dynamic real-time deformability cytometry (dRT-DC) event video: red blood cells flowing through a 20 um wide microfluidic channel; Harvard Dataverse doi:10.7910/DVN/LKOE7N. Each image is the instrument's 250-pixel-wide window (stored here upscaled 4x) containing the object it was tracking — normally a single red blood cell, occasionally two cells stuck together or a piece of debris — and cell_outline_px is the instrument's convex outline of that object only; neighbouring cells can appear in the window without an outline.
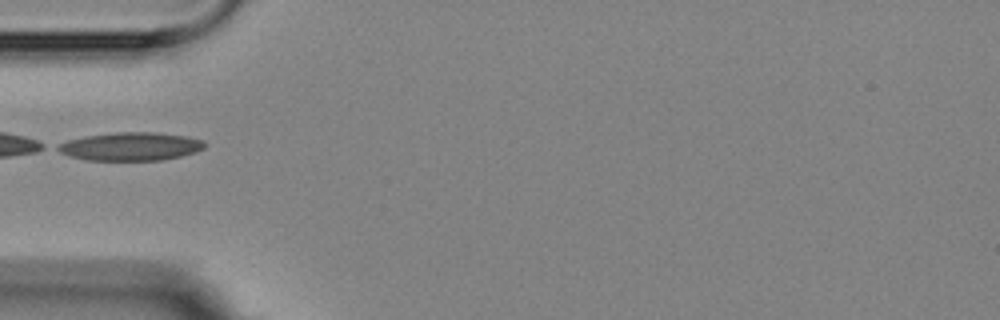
{"species": "Egyptian fruit bat (a non-hibernating species)", "species_latin": "Rousettus aegyptiacus", "temperature_condition": "room temperature", "stored_images_in_passage": 6, "camera_frame_rate_fps": 3000, "um_per_image_px": 0.085, "animal": {"sex": "female"}, "frame": {"image": 1, "passage_image": 4, "time_ms": 4.667, "image_size_px": [1000, 320], "cell_outline_px": [[204, 148], [196, 152], [180, 156], [160, 160], [88, 160], [72, 156], [60, 152], [52, 148], [68, 140], [84, 136], [116, 132], [156, 132], [188, 136], [204, 140]], "centroid_in_image_um": [11.11, 12.44], "position_along_channel_um": 73.9, "area_um2": 24.16}}
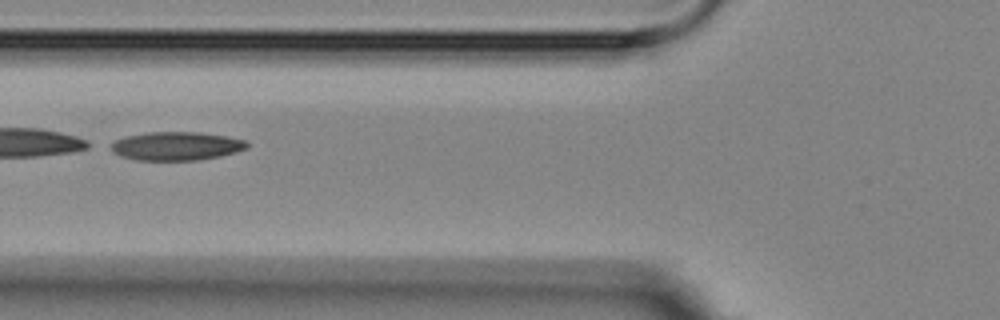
{"frame": {"image": 2, "passage_image": 5, "time_ms": 5.667, "image_size_px": [1000, 320], "cell_outline_px": [[248, 148], [236, 152], [220, 156], [200, 160], [136, 160], [120, 156], [112, 152], [112, 140], [124, 136], [148, 132], [200, 132], [224, 136], [244, 140], [248, 144]], "centroid_in_image_um": [14.95, 12.41], "position_along_channel_um": 110.8, "area_um2": 22.72}}
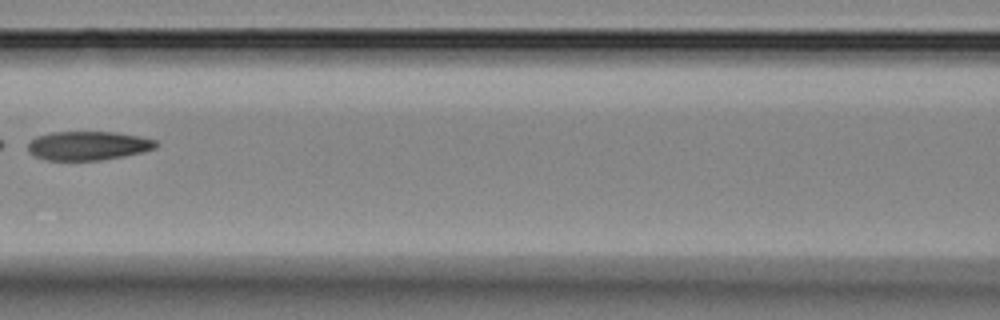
{"frame": {"image": 3, "passage_image": 6, "time_ms": 7.0, "image_size_px": [1000, 320], "cell_outline_px": [[160, 144], [156, 148], [124, 156], [100, 160], [44, 160], [28, 152], [28, 144], [36, 136], [52, 132], [116, 132], [140, 136], [156, 140]], "centroid_in_image_um": [7.5, 12.38], "position_along_channel_um": 159.1, "area_um2": 21.62}}